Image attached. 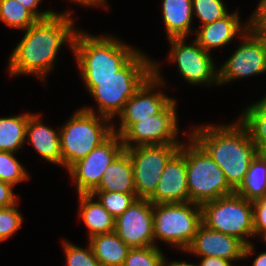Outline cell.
Returning a JSON list of instances; mask_svg holds the SVG:
<instances>
[{"mask_svg": "<svg viewBox=\"0 0 266 266\" xmlns=\"http://www.w3.org/2000/svg\"><path fill=\"white\" fill-rule=\"evenodd\" d=\"M91 194L115 218L121 215L138 199L136 193L93 191Z\"/></svg>", "mask_w": 266, "mask_h": 266, "instance_id": "obj_28", "label": "cell"}, {"mask_svg": "<svg viewBox=\"0 0 266 266\" xmlns=\"http://www.w3.org/2000/svg\"><path fill=\"white\" fill-rule=\"evenodd\" d=\"M253 246L252 242L245 245L238 238L212 230L201 223L191 244L184 252L199 258L212 256L234 262L256 253Z\"/></svg>", "mask_w": 266, "mask_h": 266, "instance_id": "obj_16", "label": "cell"}, {"mask_svg": "<svg viewBox=\"0 0 266 266\" xmlns=\"http://www.w3.org/2000/svg\"><path fill=\"white\" fill-rule=\"evenodd\" d=\"M39 19L17 0H0V21L12 29L26 30Z\"/></svg>", "mask_w": 266, "mask_h": 266, "instance_id": "obj_27", "label": "cell"}, {"mask_svg": "<svg viewBox=\"0 0 266 266\" xmlns=\"http://www.w3.org/2000/svg\"><path fill=\"white\" fill-rule=\"evenodd\" d=\"M201 258L198 266H233L232 263H234L219 257L206 256Z\"/></svg>", "mask_w": 266, "mask_h": 266, "instance_id": "obj_38", "label": "cell"}, {"mask_svg": "<svg viewBox=\"0 0 266 266\" xmlns=\"http://www.w3.org/2000/svg\"><path fill=\"white\" fill-rule=\"evenodd\" d=\"M259 102L266 108V95L262 97Z\"/></svg>", "mask_w": 266, "mask_h": 266, "instance_id": "obj_44", "label": "cell"}, {"mask_svg": "<svg viewBox=\"0 0 266 266\" xmlns=\"http://www.w3.org/2000/svg\"><path fill=\"white\" fill-rule=\"evenodd\" d=\"M187 136L185 163L190 202L202 205L234 193L219 165L189 133Z\"/></svg>", "mask_w": 266, "mask_h": 266, "instance_id": "obj_6", "label": "cell"}, {"mask_svg": "<svg viewBox=\"0 0 266 266\" xmlns=\"http://www.w3.org/2000/svg\"><path fill=\"white\" fill-rule=\"evenodd\" d=\"M164 266H198L197 264H191V263H188V261L186 262L185 260L184 261H168V259L165 257V260H164Z\"/></svg>", "mask_w": 266, "mask_h": 266, "instance_id": "obj_40", "label": "cell"}, {"mask_svg": "<svg viewBox=\"0 0 266 266\" xmlns=\"http://www.w3.org/2000/svg\"><path fill=\"white\" fill-rule=\"evenodd\" d=\"M160 70V63L154 60L153 74L125 104L122 112L118 115L120 118L118 119L120 120L118 128L113 126L114 133L122 136L135 122L158 114L173 99L160 90L166 84Z\"/></svg>", "mask_w": 266, "mask_h": 266, "instance_id": "obj_10", "label": "cell"}, {"mask_svg": "<svg viewBox=\"0 0 266 266\" xmlns=\"http://www.w3.org/2000/svg\"><path fill=\"white\" fill-rule=\"evenodd\" d=\"M23 224V217L17 204L0 208V243L11 237Z\"/></svg>", "mask_w": 266, "mask_h": 266, "instance_id": "obj_33", "label": "cell"}, {"mask_svg": "<svg viewBox=\"0 0 266 266\" xmlns=\"http://www.w3.org/2000/svg\"><path fill=\"white\" fill-rule=\"evenodd\" d=\"M63 248L66 259V266H101L94 256L89 244L87 248H81L70 241L63 240Z\"/></svg>", "mask_w": 266, "mask_h": 266, "instance_id": "obj_32", "label": "cell"}, {"mask_svg": "<svg viewBox=\"0 0 266 266\" xmlns=\"http://www.w3.org/2000/svg\"><path fill=\"white\" fill-rule=\"evenodd\" d=\"M27 179L29 173L15 157V153L0 151V180L15 186Z\"/></svg>", "mask_w": 266, "mask_h": 266, "instance_id": "obj_29", "label": "cell"}, {"mask_svg": "<svg viewBox=\"0 0 266 266\" xmlns=\"http://www.w3.org/2000/svg\"><path fill=\"white\" fill-rule=\"evenodd\" d=\"M14 186L0 180V208L11 207L19 201L13 192Z\"/></svg>", "mask_w": 266, "mask_h": 266, "instance_id": "obj_36", "label": "cell"}, {"mask_svg": "<svg viewBox=\"0 0 266 266\" xmlns=\"http://www.w3.org/2000/svg\"><path fill=\"white\" fill-rule=\"evenodd\" d=\"M94 191L135 193L133 167L130 156L125 150L107 167Z\"/></svg>", "mask_w": 266, "mask_h": 266, "instance_id": "obj_21", "label": "cell"}, {"mask_svg": "<svg viewBox=\"0 0 266 266\" xmlns=\"http://www.w3.org/2000/svg\"><path fill=\"white\" fill-rule=\"evenodd\" d=\"M259 34L263 38V40L265 41V44H266V29H264L263 31H261Z\"/></svg>", "mask_w": 266, "mask_h": 266, "instance_id": "obj_43", "label": "cell"}, {"mask_svg": "<svg viewBox=\"0 0 266 266\" xmlns=\"http://www.w3.org/2000/svg\"><path fill=\"white\" fill-rule=\"evenodd\" d=\"M259 236L261 237V240L263 239L262 242L266 244V231L261 232L258 237Z\"/></svg>", "mask_w": 266, "mask_h": 266, "instance_id": "obj_42", "label": "cell"}, {"mask_svg": "<svg viewBox=\"0 0 266 266\" xmlns=\"http://www.w3.org/2000/svg\"><path fill=\"white\" fill-rule=\"evenodd\" d=\"M148 200L153 204L190 202L185 163V141L166 163L157 188Z\"/></svg>", "mask_w": 266, "mask_h": 266, "instance_id": "obj_17", "label": "cell"}, {"mask_svg": "<svg viewBox=\"0 0 266 266\" xmlns=\"http://www.w3.org/2000/svg\"><path fill=\"white\" fill-rule=\"evenodd\" d=\"M241 39L238 48L219 66V85L266 73V44L263 38L247 29Z\"/></svg>", "mask_w": 266, "mask_h": 266, "instance_id": "obj_13", "label": "cell"}, {"mask_svg": "<svg viewBox=\"0 0 266 266\" xmlns=\"http://www.w3.org/2000/svg\"><path fill=\"white\" fill-rule=\"evenodd\" d=\"M139 51L116 36H93L80 29L76 31L72 47L81 79L113 77Z\"/></svg>", "mask_w": 266, "mask_h": 266, "instance_id": "obj_4", "label": "cell"}, {"mask_svg": "<svg viewBox=\"0 0 266 266\" xmlns=\"http://www.w3.org/2000/svg\"><path fill=\"white\" fill-rule=\"evenodd\" d=\"M32 113L0 118V151L16 153L26 143V126Z\"/></svg>", "mask_w": 266, "mask_h": 266, "instance_id": "obj_25", "label": "cell"}, {"mask_svg": "<svg viewBox=\"0 0 266 266\" xmlns=\"http://www.w3.org/2000/svg\"><path fill=\"white\" fill-rule=\"evenodd\" d=\"M123 150L121 136L113 133L87 156L72 164L66 171L75 182L78 194H91L101 182L107 167Z\"/></svg>", "mask_w": 266, "mask_h": 266, "instance_id": "obj_14", "label": "cell"}, {"mask_svg": "<svg viewBox=\"0 0 266 266\" xmlns=\"http://www.w3.org/2000/svg\"><path fill=\"white\" fill-rule=\"evenodd\" d=\"M201 209L206 227L236 237L245 245L251 243L249 237H255L252 201L236 192L205 202Z\"/></svg>", "mask_w": 266, "mask_h": 266, "instance_id": "obj_8", "label": "cell"}, {"mask_svg": "<svg viewBox=\"0 0 266 266\" xmlns=\"http://www.w3.org/2000/svg\"><path fill=\"white\" fill-rule=\"evenodd\" d=\"M222 0H192L193 15L205 25L224 17L228 10Z\"/></svg>", "mask_w": 266, "mask_h": 266, "instance_id": "obj_31", "label": "cell"}, {"mask_svg": "<svg viewBox=\"0 0 266 266\" xmlns=\"http://www.w3.org/2000/svg\"><path fill=\"white\" fill-rule=\"evenodd\" d=\"M73 11L55 13L38 20L25 30L21 41L13 49L8 62L10 76L34 75L46 82L47 74L54 69L62 45L72 51L78 29L74 26Z\"/></svg>", "mask_w": 266, "mask_h": 266, "instance_id": "obj_1", "label": "cell"}, {"mask_svg": "<svg viewBox=\"0 0 266 266\" xmlns=\"http://www.w3.org/2000/svg\"><path fill=\"white\" fill-rule=\"evenodd\" d=\"M112 123L110 119L83 108L76 110L58 129L62 167L68 169L106 141L114 133Z\"/></svg>", "mask_w": 266, "mask_h": 266, "instance_id": "obj_5", "label": "cell"}, {"mask_svg": "<svg viewBox=\"0 0 266 266\" xmlns=\"http://www.w3.org/2000/svg\"><path fill=\"white\" fill-rule=\"evenodd\" d=\"M239 12L227 13L224 17L205 25L201 29H194V38L198 44L210 53L211 49L223 47L232 42L236 35L242 36L248 29L247 21L242 23Z\"/></svg>", "mask_w": 266, "mask_h": 266, "instance_id": "obj_18", "label": "cell"}, {"mask_svg": "<svg viewBox=\"0 0 266 266\" xmlns=\"http://www.w3.org/2000/svg\"><path fill=\"white\" fill-rule=\"evenodd\" d=\"M177 104L172 99L158 114L135 122L122 136L124 148L153 144H181Z\"/></svg>", "mask_w": 266, "mask_h": 266, "instance_id": "obj_12", "label": "cell"}, {"mask_svg": "<svg viewBox=\"0 0 266 266\" xmlns=\"http://www.w3.org/2000/svg\"><path fill=\"white\" fill-rule=\"evenodd\" d=\"M252 266H266V251L259 253L252 262Z\"/></svg>", "mask_w": 266, "mask_h": 266, "instance_id": "obj_41", "label": "cell"}, {"mask_svg": "<svg viewBox=\"0 0 266 266\" xmlns=\"http://www.w3.org/2000/svg\"><path fill=\"white\" fill-rule=\"evenodd\" d=\"M243 109L239 121L248 129L259 152L266 151V108L257 101Z\"/></svg>", "mask_w": 266, "mask_h": 266, "instance_id": "obj_26", "label": "cell"}, {"mask_svg": "<svg viewBox=\"0 0 266 266\" xmlns=\"http://www.w3.org/2000/svg\"><path fill=\"white\" fill-rule=\"evenodd\" d=\"M40 114H31L26 126V142L47 162L62 167L60 132L44 125ZM58 131V132H57Z\"/></svg>", "mask_w": 266, "mask_h": 266, "instance_id": "obj_19", "label": "cell"}, {"mask_svg": "<svg viewBox=\"0 0 266 266\" xmlns=\"http://www.w3.org/2000/svg\"><path fill=\"white\" fill-rule=\"evenodd\" d=\"M181 144H153L124 148L129 154L137 198L149 199L155 192L168 160Z\"/></svg>", "mask_w": 266, "mask_h": 266, "instance_id": "obj_9", "label": "cell"}, {"mask_svg": "<svg viewBox=\"0 0 266 266\" xmlns=\"http://www.w3.org/2000/svg\"><path fill=\"white\" fill-rule=\"evenodd\" d=\"M165 257L158 246L130 248L123 266H164Z\"/></svg>", "mask_w": 266, "mask_h": 266, "instance_id": "obj_30", "label": "cell"}, {"mask_svg": "<svg viewBox=\"0 0 266 266\" xmlns=\"http://www.w3.org/2000/svg\"><path fill=\"white\" fill-rule=\"evenodd\" d=\"M253 207V227L255 237L266 231V196L252 201Z\"/></svg>", "mask_w": 266, "mask_h": 266, "instance_id": "obj_34", "label": "cell"}, {"mask_svg": "<svg viewBox=\"0 0 266 266\" xmlns=\"http://www.w3.org/2000/svg\"><path fill=\"white\" fill-rule=\"evenodd\" d=\"M189 134L208 152L236 191L243 183L252 160L259 153L248 129L239 121L216 125H195Z\"/></svg>", "mask_w": 266, "mask_h": 266, "instance_id": "obj_2", "label": "cell"}, {"mask_svg": "<svg viewBox=\"0 0 266 266\" xmlns=\"http://www.w3.org/2000/svg\"><path fill=\"white\" fill-rule=\"evenodd\" d=\"M70 2H74V3H78L82 6L85 5V7H96V6H103V8L105 9H108V4L107 3V0H68Z\"/></svg>", "mask_w": 266, "mask_h": 266, "instance_id": "obj_39", "label": "cell"}, {"mask_svg": "<svg viewBox=\"0 0 266 266\" xmlns=\"http://www.w3.org/2000/svg\"><path fill=\"white\" fill-rule=\"evenodd\" d=\"M202 223L201 205L192 202L153 204V229L157 240L182 252L191 244Z\"/></svg>", "mask_w": 266, "mask_h": 266, "instance_id": "obj_7", "label": "cell"}, {"mask_svg": "<svg viewBox=\"0 0 266 266\" xmlns=\"http://www.w3.org/2000/svg\"><path fill=\"white\" fill-rule=\"evenodd\" d=\"M257 5L247 23L248 30L259 34L266 29V0H260Z\"/></svg>", "mask_w": 266, "mask_h": 266, "instance_id": "obj_35", "label": "cell"}, {"mask_svg": "<svg viewBox=\"0 0 266 266\" xmlns=\"http://www.w3.org/2000/svg\"><path fill=\"white\" fill-rule=\"evenodd\" d=\"M168 40L171 46L168 59L177 65L179 75L189 85H219V67L215 65L211 53L204 50L195 39L190 44H186V37Z\"/></svg>", "mask_w": 266, "mask_h": 266, "instance_id": "obj_11", "label": "cell"}, {"mask_svg": "<svg viewBox=\"0 0 266 266\" xmlns=\"http://www.w3.org/2000/svg\"><path fill=\"white\" fill-rule=\"evenodd\" d=\"M21 5L30 10L39 20L53 16L56 12L53 10L37 11V7L42 0H17Z\"/></svg>", "mask_w": 266, "mask_h": 266, "instance_id": "obj_37", "label": "cell"}, {"mask_svg": "<svg viewBox=\"0 0 266 266\" xmlns=\"http://www.w3.org/2000/svg\"><path fill=\"white\" fill-rule=\"evenodd\" d=\"M141 50L113 77L107 79H83L86 90L95 99L98 109H83L106 117L111 121L119 115L127 101L153 74V59Z\"/></svg>", "mask_w": 266, "mask_h": 266, "instance_id": "obj_3", "label": "cell"}, {"mask_svg": "<svg viewBox=\"0 0 266 266\" xmlns=\"http://www.w3.org/2000/svg\"><path fill=\"white\" fill-rule=\"evenodd\" d=\"M115 232L130 248L155 246L153 203L138 198L115 219Z\"/></svg>", "mask_w": 266, "mask_h": 266, "instance_id": "obj_15", "label": "cell"}, {"mask_svg": "<svg viewBox=\"0 0 266 266\" xmlns=\"http://www.w3.org/2000/svg\"><path fill=\"white\" fill-rule=\"evenodd\" d=\"M92 194H78L80 217L88 229V239L98 234L115 231L113 217Z\"/></svg>", "mask_w": 266, "mask_h": 266, "instance_id": "obj_22", "label": "cell"}, {"mask_svg": "<svg viewBox=\"0 0 266 266\" xmlns=\"http://www.w3.org/2000/svg\"><path fill=\"white\" fill-rule=\"evenodd\" d=\"M235 192L249 201L266 196V151L259 152L252 160L243 183Z\"/></svg>", "mask_w": 266, "mask_h": 266, "instance_id": "obj_24", "label": "cell"}, {"mask_svg": "<svg viewBox=\"0 0 266 266\" xmlns=\"http://www.w3.org/2000/svg\"><path fill=\"white\" fill-rule=\"evenodd\" d=\"M161 6L167 40L187 38L189 34L195 33L191 30L192 0H162Z\"/></svg>", "mask_w": 266, "mask_h": 266, "instance_id": "obj_20", "label": "cell"}, {"mask_svg": "<svg viewBox=\"0 0 266 266\" xmlns=\"http://www.w3.org/2000/svg\"><path fill=\"white\" fill-rule=\"evenodd\" d=\"M88 243L101 266H123L130 249L115 231L92 236Z\"/></svg>", "mask_w": 266, "mask_h": 266, "instance_id": "obj_23", "label": "cell"}]
</instances>
